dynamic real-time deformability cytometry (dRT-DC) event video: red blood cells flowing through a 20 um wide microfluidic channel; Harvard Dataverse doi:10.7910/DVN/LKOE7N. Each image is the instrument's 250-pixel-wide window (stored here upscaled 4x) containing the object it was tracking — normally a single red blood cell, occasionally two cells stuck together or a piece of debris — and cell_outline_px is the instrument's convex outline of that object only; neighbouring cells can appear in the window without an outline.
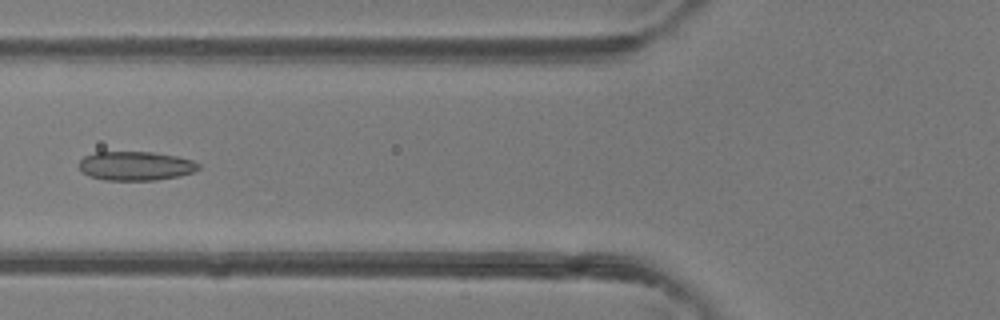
{"species": "common noctule bat (a hibernating species)", "species_latin": "Nyctalus noctula", "temperature_condition": "room temperature", "stored_images_in_passage": 43, "camera_frame_rate_fps": 3000, "um_per_image_px": 0.085, "animal": {"sex": "female"}, "frame": {"image": 1, "passage_image": 14, "time_ms": 4.333, "image_size_px": [1000, 320], "cell_outline_px": [[200, 168], [192, 172], [180, 176], [156, 180], [104, 180], [88, 176], [80, 172], [76, 164], [84, 156], [96, 152], [152, 152], [180, 156], [192, 160], [200, 164]], "centroid_in_image_um": [11.49, 14.1], "position_along_channel_um": 114.3, "area_um2": 20.58}}
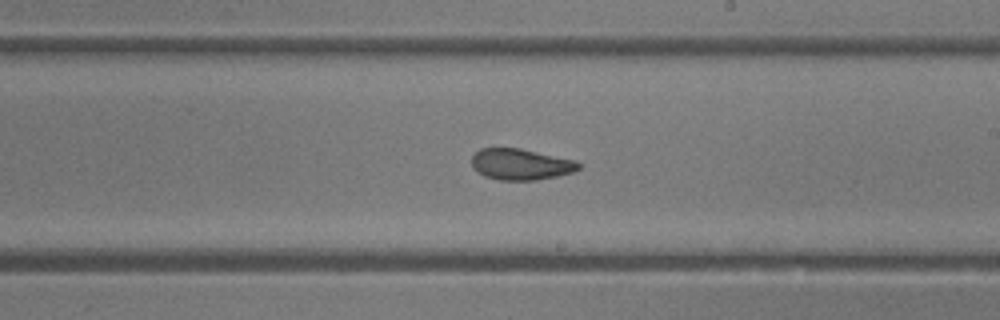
{"frame": {"image": 2, "passage_image": 23, "time_ms": 7.333, "image_size_px": [1000, 320], "cell_outline_px": [[580, 168], [572, 172], [556, 176], [536, 180], [500, 180], [484, 176], [472, 168], [472, 156], [480, 148], [520, 148], [576, 160], [580, 164]], "centroid_in_image_um": [44.25, 13.96], "position_along_channel_um": 244.8, "area_um2": 19.42}}
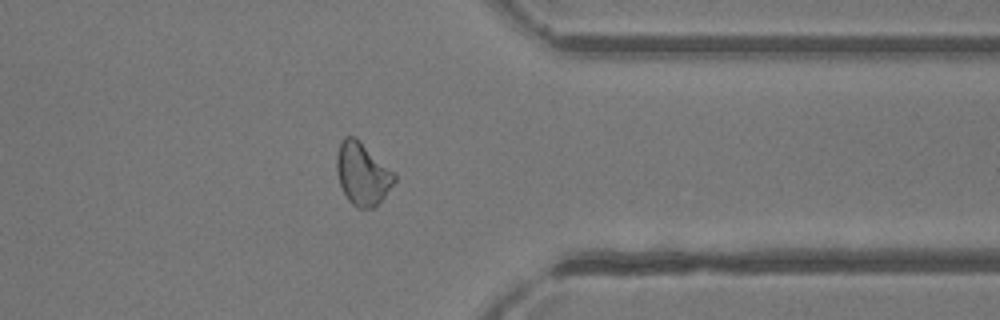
{"frame": {"image": 3, "passage_image": 33, "time_ms": 10.667, "image_size_px": [1000, 320], "cell_outline_px": [[396, 180], [384, 196], [372, 208], [360, 208], [352, 204], [348, 200], [340, 184], [336, 168], [336, 156], [340, 144], [344, 136], [352, 136], [360, 140], [396, 172]], "centroid_in_image_um": [30.82, 14.74], "position_along_channel_um": 380.6, "area_um2": 20.98}, "authors_computed_cell_mechanics": {"area_um2": 20.9814, "velocity_mm_per_s": 4.3488, "shape_relaxation_time_tau1_ms": 7.6183, "shape_relaxation_time_tau2_ms": 1.7449, "deformation_change_tau1": 0.162, "deformation_change_tau2": 0.078}}